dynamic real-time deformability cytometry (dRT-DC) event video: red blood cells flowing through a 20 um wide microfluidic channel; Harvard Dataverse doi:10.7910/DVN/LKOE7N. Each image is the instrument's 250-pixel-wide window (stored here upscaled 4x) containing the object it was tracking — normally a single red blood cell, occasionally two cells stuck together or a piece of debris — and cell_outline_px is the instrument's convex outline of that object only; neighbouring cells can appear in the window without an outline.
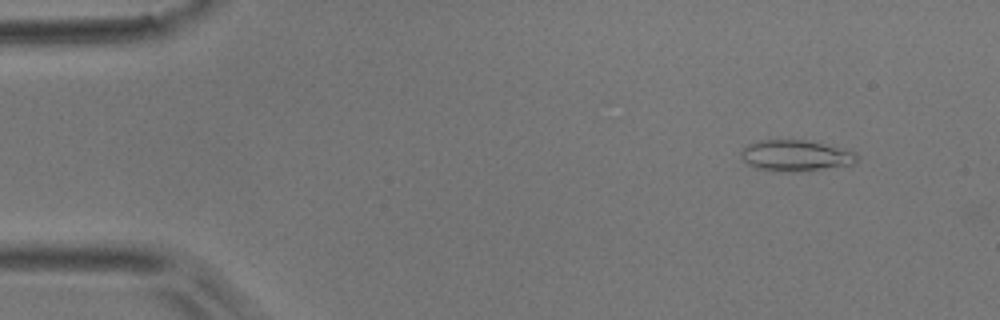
{"species": "common noctule bat (a hibernating species)", "species_latin": "Nyctalus noctula", "temperature_condition": "room temperature", "stored_images_in_passage": 47, "camera_frame_rate_fps": 3000, "um_per_image_px": 0.085, "animal": {"sex": "male", "body_mass_g": 17.9}, "frame": {"image": 1, "passage_image": 1, "time_ms": 0.0, "image_size_px": [1000, 320], "cell_outline_px": [[856, 160], [852, 164], [788, 172], [780, 172], [756, 168], [748, 164], [740, 156], [740, 152], [748, 144], [764, 140], [804, 140], [856, 152]], "centroid_in_image_um": [67.55, 13.23], "position_along_channel_um": 17.5, "area_um2": 20.35}}
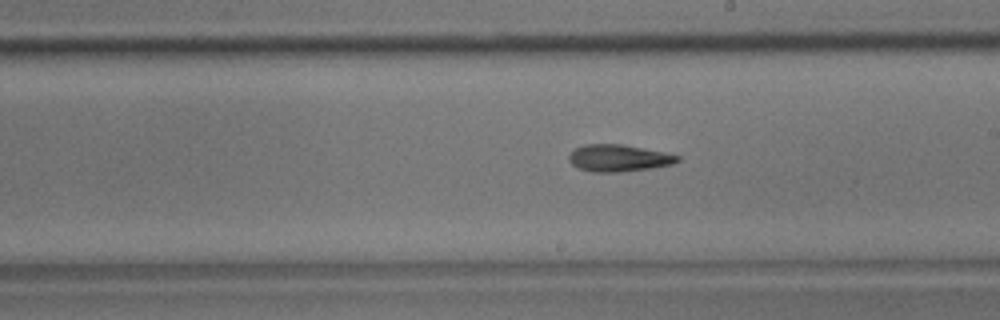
{"frame": {"image": 2, "passage_image": 25, "time_ms": 8.0, "image_size_px": [1000, 320], "cell_outline_px": [[680, 160], [672, 164], [652, 168], [620, 172], [592, 172], [580, 168], [572, 164], [568, 160], [568, 156], [576, 148], [584, 144], [620, 144], [664, 152], [680, 156]], "centroid_in_image_um": [52.58, 13.44], "position_along_channel_um": 236.4, "area_um2": 16.94}}
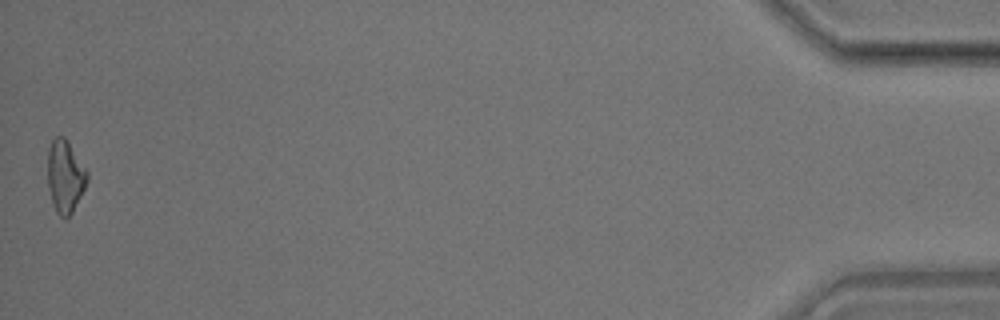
{"frame": {"image": 3, "passage_image": 47, "time_ms": 15.333, "image_size_px": [1000, 320], "cell_outline_px": [[88, 180], [72, 212], [64, 220], [56, 212], [52, 204], [48, 188], [48, 148], [52, 140], [56, 136], [64, 136], [68, 140], [88, 172]], "centroid_in_image_um": [5.53, 14.98], "position_along_channel_um": 429.7, "area_um2": 16.76}}